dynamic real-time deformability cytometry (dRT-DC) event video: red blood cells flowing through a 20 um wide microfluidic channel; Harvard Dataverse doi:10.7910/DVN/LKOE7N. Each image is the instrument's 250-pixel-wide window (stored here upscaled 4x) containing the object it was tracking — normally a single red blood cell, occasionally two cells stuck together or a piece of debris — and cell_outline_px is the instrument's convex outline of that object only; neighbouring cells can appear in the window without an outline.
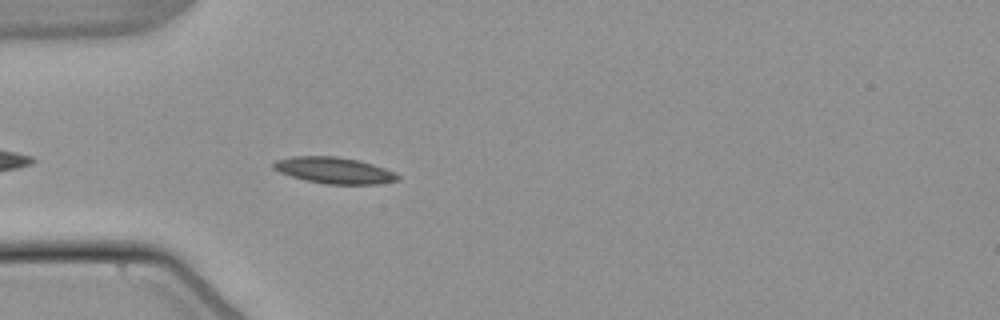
{"species": "common noctule bat (a hibernating species)", "species_latin": "Nyctalus noctula", "temperature_condition": "warm", "stored_images_in_passage": 8, "camera_frame_rate_fps": 3000, "um_per_image_px": 0.085, "animal": {"sex": "male", "body_mass_g": 21.5, "forearm_length_mm": 52.0}, "frame": {"image": 1, "passage_image": 4, "time_ms": 1.0, "image_size_px": [1000, 320], "cell_outline_px": [[400, 180], [376, 184], [324, 184], [304, 180], [280, 172], [272, 168], [272, 164], [276, 160], [292, 156], [336, 156], [360, 160], [384, 168], [400, 176]], "centroid_in_image_um": [28.39, 14.48], "position_along_channel_um": 56.6, "area_um2": 19.07}}